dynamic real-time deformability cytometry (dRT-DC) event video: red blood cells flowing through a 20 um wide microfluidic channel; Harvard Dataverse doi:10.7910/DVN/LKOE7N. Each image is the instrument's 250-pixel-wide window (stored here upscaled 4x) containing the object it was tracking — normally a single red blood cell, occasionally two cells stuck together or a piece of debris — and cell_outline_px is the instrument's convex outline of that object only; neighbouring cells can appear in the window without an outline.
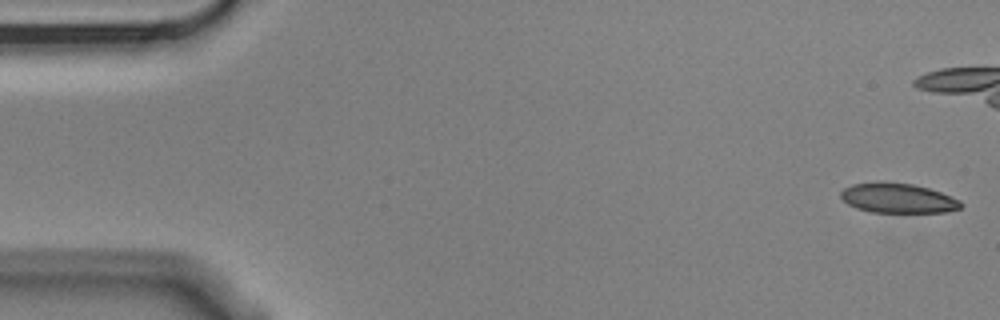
{"species": "Egyptian fruit bat (a non-hibernating species)", "species_latin": "Rousettus aegyptiacus", "temperature_condition": "cold", "stored_images_in_passage": 5, "camera_frame_rate_fps": 3000, "um_per_image_px": 0.085, "animal": {"sex": "male"}, "frame": {"image": 1, "passage_image": 1, "time_ms": 0.0, "image_size_px": [1000, 320], "cell_outline_px": [[964, 204], [960, 208], [948, 212], [872, 212], [856, 208], [848, 204], [840, 196], [840, 192], [844, 188], [852, 184], [912, 184], [928, 188], [940, 192], [960, 200]], "centroid_in_image_um": [76.36, 16.88], "position_along_channel_um": 8.6, "area_um2": 20.17}}